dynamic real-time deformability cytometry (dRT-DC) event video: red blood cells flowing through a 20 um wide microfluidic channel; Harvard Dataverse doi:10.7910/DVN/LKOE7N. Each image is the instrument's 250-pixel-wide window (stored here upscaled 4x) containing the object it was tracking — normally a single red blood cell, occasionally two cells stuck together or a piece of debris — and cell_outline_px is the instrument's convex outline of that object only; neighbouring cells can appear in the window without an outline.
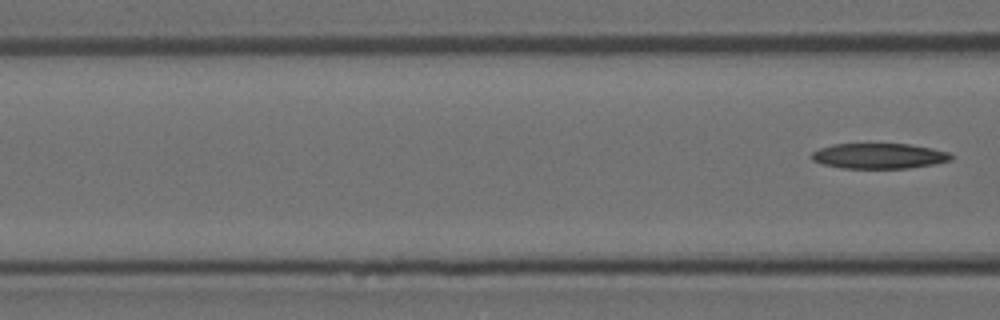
{"species": "Egyptian fruit bat (a non-hibernating species)", "species_latin": "Rousettus aegyptiacus", "temperature_condition": "room temperature", "stored_images_in_passage": 7, "segment_of_instrument_passage": [2, 2], "camera_frame_rate_fps": 3000, "um_per_image_px": 0.085, "animal": {"sex": "female"}, "frame": {"image": 1, "passage_image": 7, "time_ms": 2.0, "image_size_px": [1000, 320], "cell_outline_px": [[952, 160], [936, 164], [908, 168], [840, 168], [820, 164], [812, 160], [808, 156], [812, 152], [820, 148], [832, 144], [908, 144], [932, 148], [948, 152], [952, 156]], "centroid_in_image_um": [74.67, 13.26], "position_along_channel_um": 91.9, "area_um2": 20.81}}